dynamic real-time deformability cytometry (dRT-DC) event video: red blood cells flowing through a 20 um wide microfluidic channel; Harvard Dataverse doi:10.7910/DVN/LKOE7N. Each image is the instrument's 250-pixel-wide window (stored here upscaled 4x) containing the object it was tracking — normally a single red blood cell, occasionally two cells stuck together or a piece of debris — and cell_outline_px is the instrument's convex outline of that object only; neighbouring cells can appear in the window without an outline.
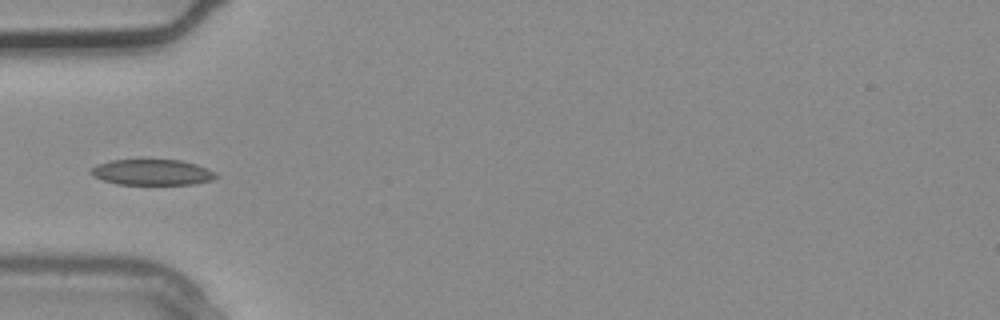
{"species": "common noctule bat (a hibernating species)", "species_latin": "Nyctalus noctula", "temperature_condition": "warm", "stored_images_in_passage": 3, "camera_frame_rate_fps": 3000, "um_per_image_px": 0.085, "animal": {"sex": "male", "body_mass_g": 20.4}, "frame": {"image": 1, "passage_image": 3, "time_ms": 0.667, "image_size_px": [1000, 320], "cell_outline_px": [[216, 176], [212, 180], [192, 184], [116, 184], [104, 180], [88, 172], [96, 164], [112, 160], [180, 160], [196, 164], [208, 168], [216, 172]], "centroid_in_image_um": [12.94, 14.64], "position_along_channel_um": 72.1, "area_um2": 18.61}}